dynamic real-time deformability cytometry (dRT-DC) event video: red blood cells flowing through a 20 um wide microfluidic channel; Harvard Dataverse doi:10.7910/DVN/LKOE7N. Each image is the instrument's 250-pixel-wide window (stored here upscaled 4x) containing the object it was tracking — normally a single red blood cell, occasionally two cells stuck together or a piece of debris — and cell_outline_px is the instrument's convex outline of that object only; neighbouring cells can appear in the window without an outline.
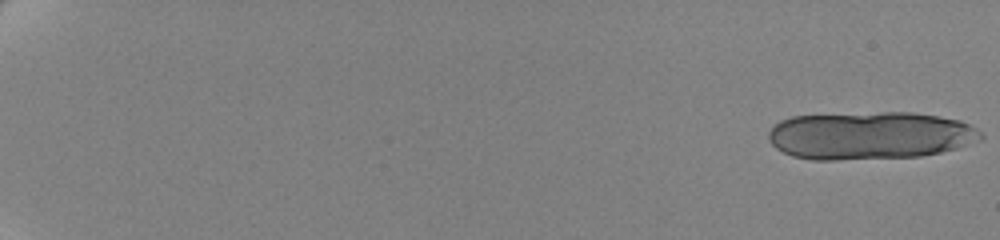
{"species": "human", "species_latin": "Homo sapiens", "temperature_condition": "cold", "stored_images_in_passage": 22, "camera_frame_rate_fps": 3000, "um_per_image_px": 0.085, "donor": {"sex": "female"}, "frame": {"image": 1, "passage_image": 1, "time_ms": 0.0, "image_size_px": [1000, 240], "cell_outline_px": [[984, 136], [980, 140], [956, 148], [940, 152], [920, 156], [836, 160], [812, 160], [792, 156], [776, 148], [772, 144], [768, 136], [768, 132], [780, 120], [792, 116], [884, 112], [912, 112], [960, 120], [976, 128]], "centroid_in_image_um": [73.93, 11.52], "position_along_channel_um": 11.1, "area_um2": 59.07}}